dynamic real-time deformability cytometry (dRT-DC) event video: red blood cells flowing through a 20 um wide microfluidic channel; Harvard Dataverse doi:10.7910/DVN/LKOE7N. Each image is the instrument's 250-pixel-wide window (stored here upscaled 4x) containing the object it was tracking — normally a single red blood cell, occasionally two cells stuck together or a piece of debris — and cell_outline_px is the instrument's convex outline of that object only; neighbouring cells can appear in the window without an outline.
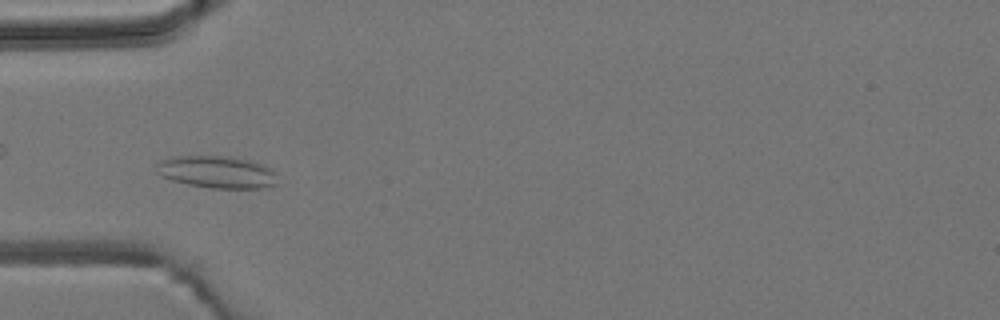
{"species": "common noctule bat (a hibernating species)", "species_latin": "Nyctalus noctula", "temperature_condition": "room temperature", "stored_images_in_passage": 9, "camera_frame_rate_fps": 3000, "um_per_image_px": 0.085, "animal": {"sex": "male", "body_mass_g": 19.2, "forearm_length_mm": 51.8}, "frame": {"image": 1, "passage_image": 6, "time_ms": 5.667, "image_size_px": [1000, 320], "cell_outline_px": [[276, 184], [260, 188], [208, 188], [188, 184], [172, 180], [160, 176], [156, 172], [156, 164], [160, 160], [176, 156], [232, 156], [264, 164], [272, 168], [276, 172]], "centroid_in_image_um": [18.43, 14.61], "position_along_channel_um": 66.6, "area_um2": 22.95}}
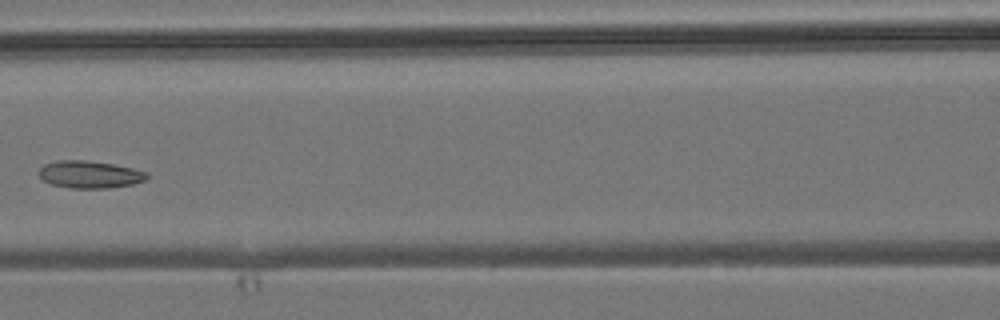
{"frame": {"image": 2, "passage_image": 8, "time_ms": 8.0, "image_size_px": [1000, 320], "cell_outline_px": [[148, 176], [144, 180], [132, 184], [108, 188], [72, 188], [52, 184], [44, 180], [40, 176], [40, 168], [44, 164], [60, 160], [84, 160], [112, 164], [132, 168], [148, 172]], "centroid_in_image_um": [7.64, 14.83], "position_along_channel_um": 159.0, "area_um2": 16.94}}
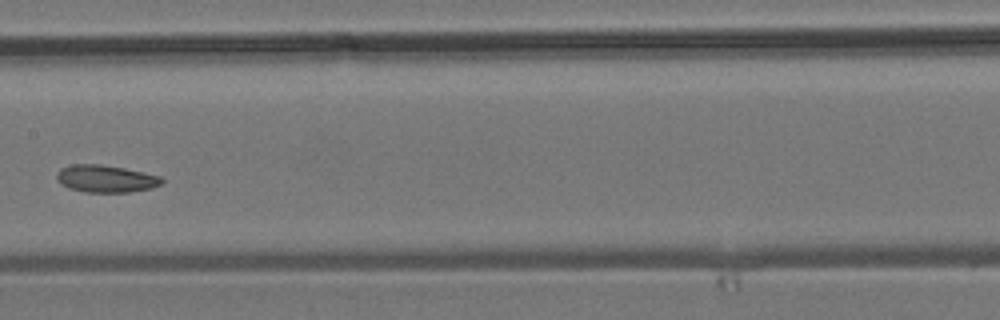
{"frame": {"image": 3, "passage_image": 9, "time_ms": 9.0, "image_size_px": [1000, 320], "cell_outline_px": [[164, 180], [160, 184], [152, 188], [128, 192], [84, 192], [68, 188], [60, 184], [56, 176], [56, 172], [60, 168], [72, 164], [100, 164], [124, 168], [160, 176]], "centroid_in_image_um": [8.95, 15.19], "position_along_channel_um": 198.5, "area_um2": 16.76}}